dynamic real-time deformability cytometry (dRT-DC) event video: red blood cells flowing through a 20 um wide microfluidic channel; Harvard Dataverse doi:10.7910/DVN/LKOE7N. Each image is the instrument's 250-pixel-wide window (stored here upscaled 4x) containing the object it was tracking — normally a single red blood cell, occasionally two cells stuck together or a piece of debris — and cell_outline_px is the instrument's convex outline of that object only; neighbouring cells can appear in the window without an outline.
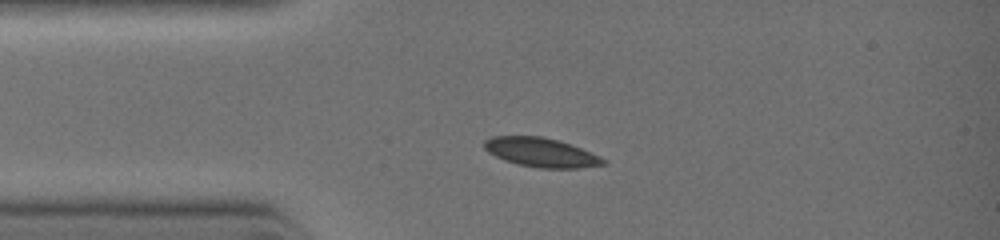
{"species": "common noctule bat (a hibernating species)", "species_latin": "Nyctalus noctula", "temperature_condition": "warm", "stored_images_in_passage": 5, "camera_frame_rate_fps": 3000, "um_per_image_px": 0.085, "animal": {"sex": "female", "body_mass_g": 19.0, "forearm_length_mm": 51.5}, "frame": {"image": 1, "passage_image": 3, "time_ms": 1.667, "image_size_px": [1000, 240], "cell_outline_px": [[608, 160], [604, 164], [580, 168], [540, 168], [516, 164], [504, 160], [488, 152], [484, 148], [484, 140], [492, 136], [540, 136], [556, 140], [580, 148], [600, 156]], "centroid_in_image_um": [45.97, 12.96], "position_along_channel_um": 39.0, "area_um2": 20.06}}